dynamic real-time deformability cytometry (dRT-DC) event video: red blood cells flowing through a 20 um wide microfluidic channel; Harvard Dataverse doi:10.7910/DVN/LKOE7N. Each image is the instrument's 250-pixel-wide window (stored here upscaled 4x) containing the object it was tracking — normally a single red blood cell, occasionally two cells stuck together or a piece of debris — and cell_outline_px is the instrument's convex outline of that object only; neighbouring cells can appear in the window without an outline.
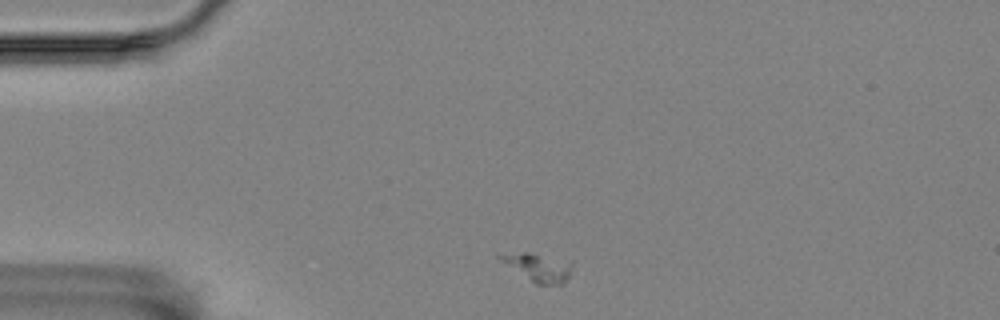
{"species": "Egyptian fruit bat (a non-hibernating species)", "species_latin": "Rousettus aegyptiacus", "temperature_condition": "room temperature", "stored_images_in_passage": 34, "camera_frame_rate_fps": 3000, "um_per_image_px": 0.085, "animal": {"sex": "female"}, "frame": {"image": 1, "passage_image": 1, "time_ms": 0.0, "image_size_px": [1000, 320], "cell_outline_px": [[572, 268], [564, 284], [536, 284], [500, 260], [496, 256], [496, 252], [528, 252], [572, 260]], "centroid_in_image_um": [45.74, 22.67], "position_along_channel_um": 39.3, "area_um2": 11.96}}
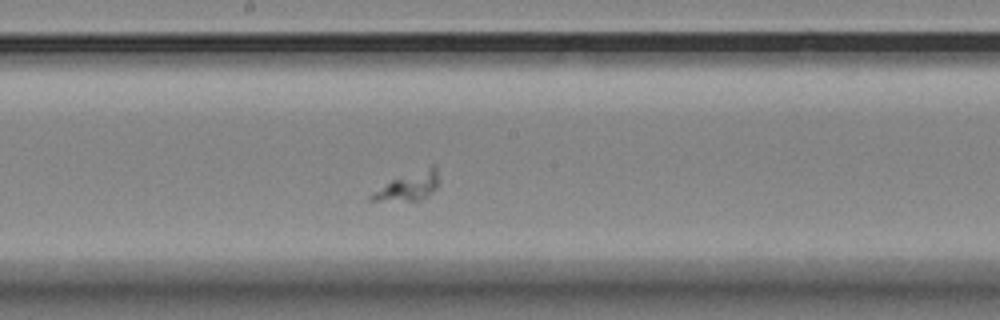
{"frame": {"image": 2, "passage_image": 19, "time_ms": 6.0, "image_size_px": [1000, 320], "cell_outline_px": [[436, 188], [428, 196], [420, 200], [368, 200], [368, 196], [392, 180], [432, 164], [436, 164]], "centroid_in_image_um": [34.75, 15.82], "position_along_channel_um": 213.5, "area_um2": 10.64}}
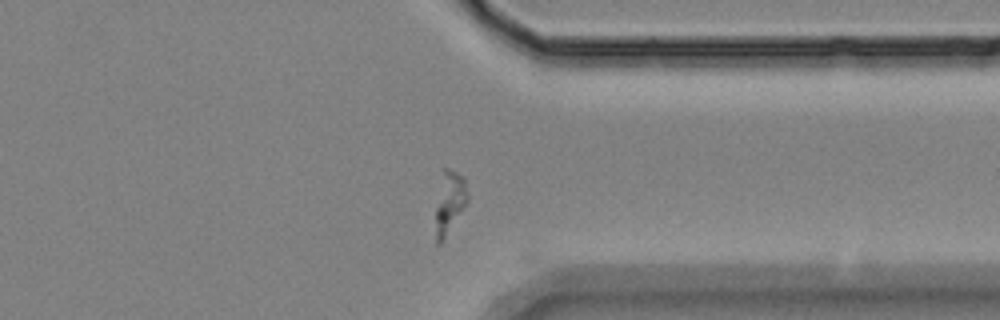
{"frame": {"image": 3, "passage_image": 33, "time_ms": 10.667, "image_size_px": [1000, 320], "cell_outline_px": [[468, 200], [464, 208], [440, 244], [436, 244], [436, 208], [444, 168], [448, 168], [456, 172], [464, 180], [468, 196]], "centroid_in_image_um": [38.22, 17.22], "position_along_channel_um": 373.2, "area_um2": 10.98}}